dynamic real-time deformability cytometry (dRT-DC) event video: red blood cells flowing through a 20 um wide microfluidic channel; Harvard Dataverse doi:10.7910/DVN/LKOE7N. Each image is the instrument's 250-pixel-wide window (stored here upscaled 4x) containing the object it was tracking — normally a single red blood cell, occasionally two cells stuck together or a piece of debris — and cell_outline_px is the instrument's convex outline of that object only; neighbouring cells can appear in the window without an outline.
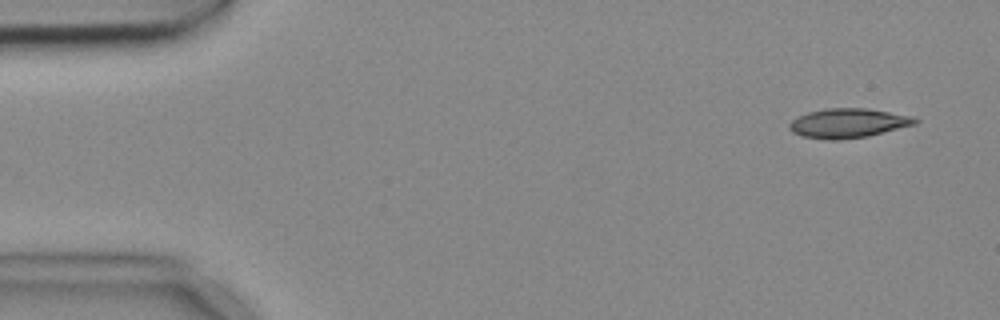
{"species": "common noctule bat (a hibernating species)", "species_latin": "Nyctalus noctula", "temperature_condition": "cold", "stored_images_in_passage": 5, "camera_frame_rate_fps": 3000, "um_per_image_px": 0.085, "animal": {"sex": "female", "body_mass_g": 18.4}, "frame": {"image": 1, "passage_image": 1, "time_ms": 0.0, "image_size_px": [1000, 320], "cell_outline_px": [[920, 120], [916, 124], [868, 136], [836, 140], [828, 140], [800, 136], [792, 132], [788, 128], [788, 124], [792, 120], [808, 112], [824, 108], [868, 108], [912, 116]], "centroid_in_image_um": [72.07, 10.47], "position_along_channel_um": 12.9, "area_um2": 21.62}}